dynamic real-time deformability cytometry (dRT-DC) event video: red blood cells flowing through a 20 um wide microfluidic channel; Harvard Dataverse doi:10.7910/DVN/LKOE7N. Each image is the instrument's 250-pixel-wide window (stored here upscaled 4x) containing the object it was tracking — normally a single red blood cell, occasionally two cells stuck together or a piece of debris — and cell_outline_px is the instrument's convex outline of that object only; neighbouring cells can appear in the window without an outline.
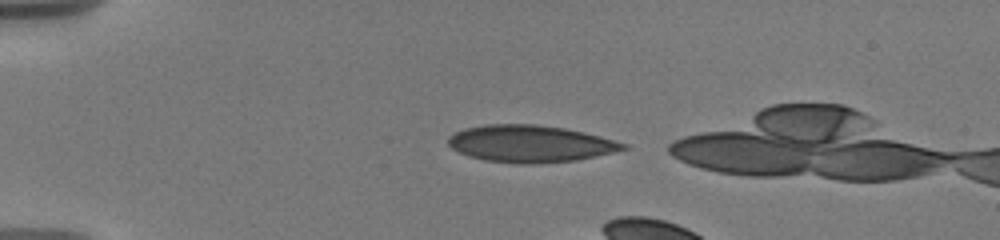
{"species": "human", "species_latin": "Homo sapiens", "temperature_condition": "warm", "stored_images_in_passage": 5, "camera_frame_rate_fps": 3000, "um_per_image_px": 0.085, "donor": {"sex": "male"}, "frame": {"image": 1, "passage_image": 1, "time_ms": 0.0, "image_size_px": [1000, 240], "cell_outline_px": [[628, 148], [596, 156], [576, 160], [536, 164], [516, 164], [484, 160], [468, 156], [452, 148], [448, 144], [448, 136], [464, 128], [484, 124], [536, 124], [564, 128], [584, 132], [600, 136], [628, 144]], "centroid_in_image_um": [45.05, 12.21], "position_along_channel_um": 40.0, "area_um2": 37.86}}